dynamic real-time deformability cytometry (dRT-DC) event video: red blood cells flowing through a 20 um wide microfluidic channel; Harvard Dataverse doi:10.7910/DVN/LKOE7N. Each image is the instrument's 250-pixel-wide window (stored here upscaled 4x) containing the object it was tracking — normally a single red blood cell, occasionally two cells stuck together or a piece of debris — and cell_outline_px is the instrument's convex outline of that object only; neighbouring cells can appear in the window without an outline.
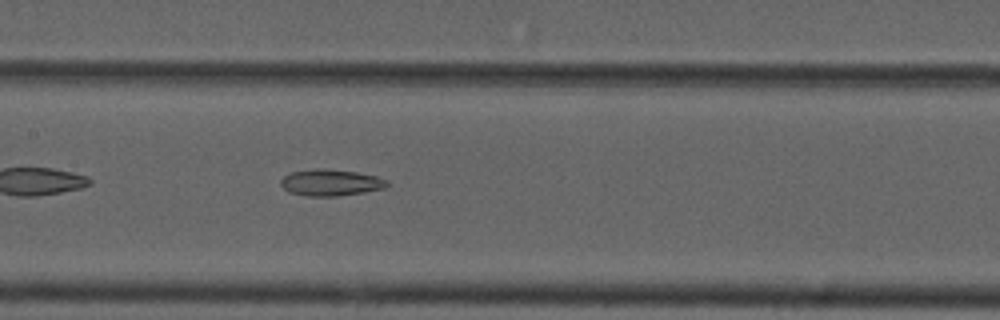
{"species": "common noctule bat (a hibernating species)", "species_latin": "Nyctalus noctula", "temperature_condition": "cold", "stored_images_in_passage": 40, "camera_frame_rate_fps": 3000, "um_per_image_px": 0.085, "animal": {"sex": "male", "forearm_length_mm": 52.5}, "frame": {"image": 1, "passage_image": 12, "time_ms": 3.667, "image_size_px": [1000, 320], "cell_outline_px": [[388, 188], [364, 192], [336, 196], [304, 196], [288, 192], [280, 184], [280, 180], [284, 176], [292, 172], [316, 168], [320, 168], [356, 172], [376, 176], [388, 180]], "centroid_in_image_um": [28.11, 15.53], "position_along_channel_um": 179.3, "area_um2": 16.47}}
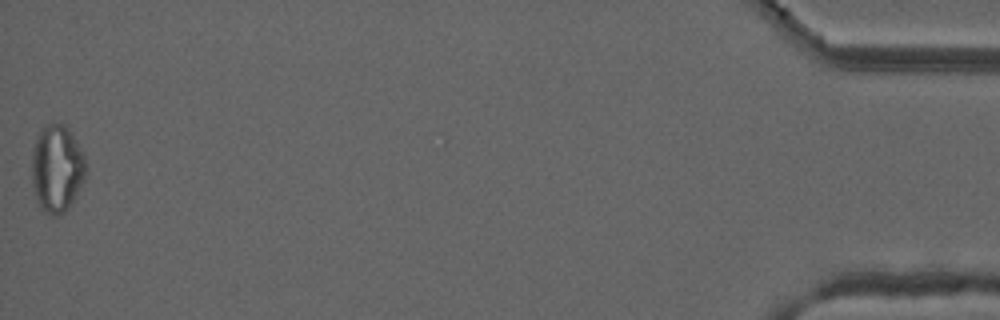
{"frame": {"image": 2, "passage_image": 40, "time_ms": 13.0, "image_size_px": [1000, 320], "cell_outline_px": [[84, 180], [72, 200], [56, 216], [52, 216], [40, 208], [36, 200], [32, 184], [32, 148], [40, 128], [44, 124], [64, 124], [72, 132], [84, 156]], "centroid_in_image_um": [4.79, 14.27], "position_along_channel_um": 430.4, "area_um2": 27.17}, "authors_computed_cell_mechanics": {"area_um2": 17.6001, "velocity_mm_per_s": 3.7357, "shape_relaxation_time_tau1_ms": null, "shape_relaxation_time_tau2_ms": 6.4131, "deformation_change_tau1": null, "deformation_change_tau2": 0.1575}}